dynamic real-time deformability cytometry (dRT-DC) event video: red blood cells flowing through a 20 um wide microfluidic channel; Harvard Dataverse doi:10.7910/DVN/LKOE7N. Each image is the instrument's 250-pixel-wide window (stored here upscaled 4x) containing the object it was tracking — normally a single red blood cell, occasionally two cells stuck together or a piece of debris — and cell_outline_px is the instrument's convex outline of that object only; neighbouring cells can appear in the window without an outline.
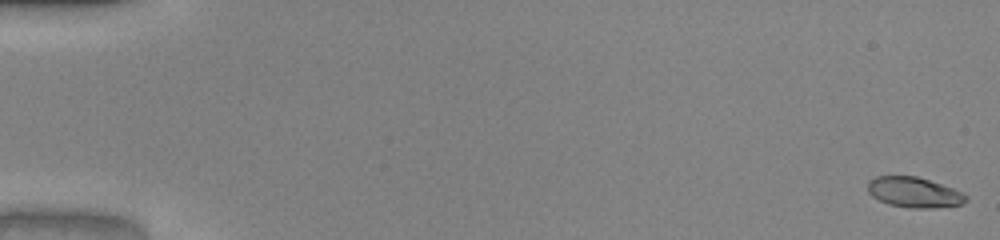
{"species": "common noctule bat (a hibernating species)", "species_latin": "Nyctalus noctula", "temperature_condition": "warm", "stored_images_in_passage": 51, "camera_frame_rate_fps": 3000, "um_per_image_px": 0.085, "animal": {"sex": "male", "body_mass_g": 20.0, "forearm_length_mm": 53.3}, "frame": {"image": 1, "passage_image": 1, "time_ms": 0.0, "image_size_px": [1000, 240], "cell_outline_px": [[968, 200], [960, 204], [928, 208], [912, 208], [888, 204], [872, 196], [868, 192], [868, 184], [876, 176], [916, 176], [952, 188], [968, 196]], "centroid_in_image_um": [77.68, 16.35], "position_along_channel_um": 7.3, "area_um2": 16.99}}
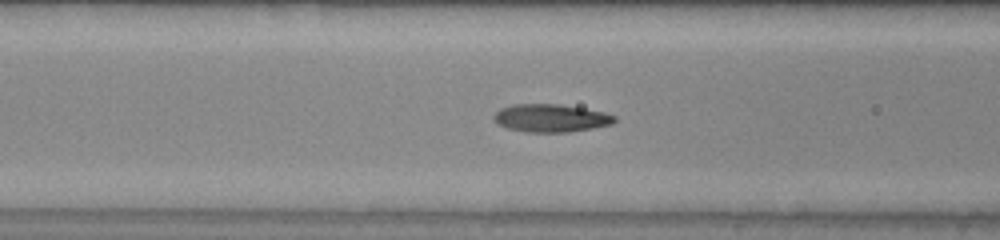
{"frame": {"image": 2, "passage_image": 22, "time_ms": 7.0, "image_size_px": [1000, 240], "cell_outline_px": [[616, 120], [612, 124], [592, 128], [568, 132], [524, 132], [508, 128], [496, 124], [492, 116], [500, 108], [512, 104], [560, 104], [604, 112], [616, 116]], "centroid_in_image_um": [46.79, 10.03], "position_along_channel_um": 119.8, "area_um2": 19.71}}
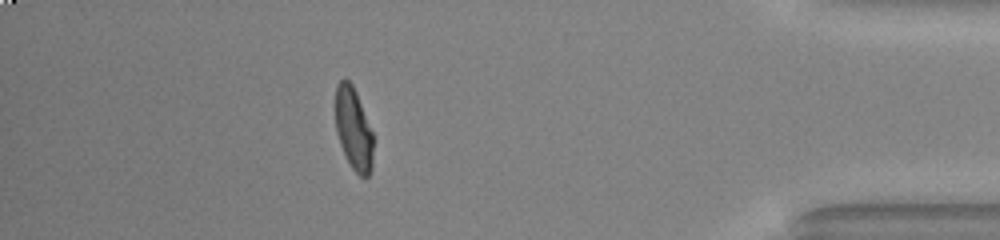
{"frame": {"image": 3, "passage_image": 46, "time_ms": 15.0, "image_size_px": [1000, 240], "cell_outline_px": [[372, 168], [368, 176], [360, 176], [352, 168], [340, 144], [336, 132], [336, 84], [344, 76], [352, 84], [356, 92], [372, 132]], "centroid_in_image_um": [30.03, 10.92], "position_along_channel_um": 405.2, "area_um2": 17.86}, "authors_computed_cell_mechanics": {"area_um2": 18.6694, "velocity_mm_per_s": 4.0938, "shape_relaxation_time_tau1_ms": 3.3714, "shape_relaxation_time_tau2_ms": 0.7897, "deformation_change_tau1": 0.2062, "deformation_change_tau2": 0.0721}}